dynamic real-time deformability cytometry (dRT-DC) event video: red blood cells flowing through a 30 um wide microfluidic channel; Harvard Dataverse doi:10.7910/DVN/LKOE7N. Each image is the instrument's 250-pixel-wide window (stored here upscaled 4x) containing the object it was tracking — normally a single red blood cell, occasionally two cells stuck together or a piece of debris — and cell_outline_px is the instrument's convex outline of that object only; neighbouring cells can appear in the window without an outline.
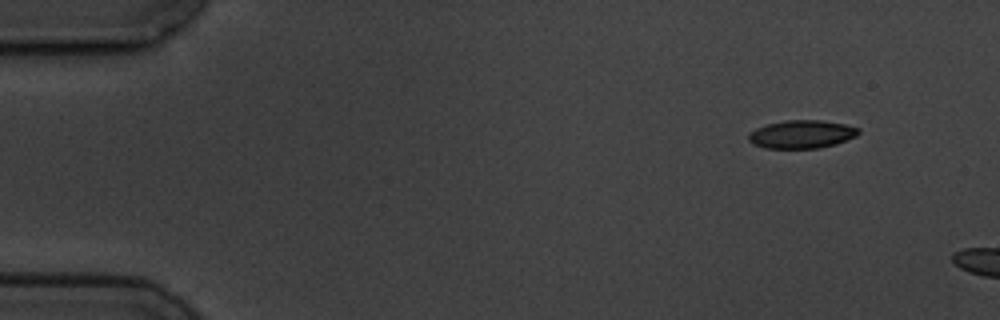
{"species": "common noctule bat (a hibernating species)", "species_latin": "Nyctalus noctula", "temperature_condition": "cold", "stored_images_in_passage": 4, "camera_frame_rate_fps": 3000, "um_per_image_px": 0.085, "animal": {"sex": "male", "body_mass_g": 19.5, "forearm_length_mm": 54.6}, "frame": {"image": 1, "passage_image": 1, "time_ms": 0.0, "image_size_px": [1000, 320], "cell_outline_px": [[860, 132], [856, 136], [836, 144], [820, 148], [764, 148], [752, 144], [748, 140], [748, 136], [756, 128], [768, 124], [784, 120], [820, 120], [844, 124], [860, 128]], "centroid_in_image_um": [68.15, 11.41], "position_along_channel_um": 16.8, "area_um2": 18.03}}